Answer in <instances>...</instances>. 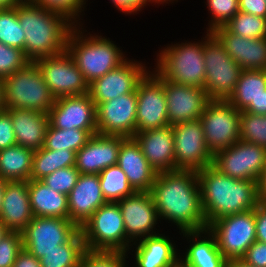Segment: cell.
Returning <instances> with one entry per match:
<instances>
[{"label":"cell","mask_w":266,"mask_h":267,"mask_svg":"<svg viewBox=\"0 0 266 267\" xmlns=\"http://www.w3.org/2000/svg\"><path fill=\"white\" fill-rule=\"evenodd\" d=\"M150 194L159 219L172 221L181 232L208 229L197 171L177 169L157 173Z\"/></svg>","instance_id":"obj_1"},{"label":"cell","mask_w":266,"mask_h":267,"mask_svg":"<svg viewBox=\"0 0 266 267\" xmlns=\"http://www.w3.org/2000/svg\"><path fill=\"white\" fill-rule=\"evenodd\" d=\"M197 177L207 226L219 218L255 209L260 203L257 181L231 178L212 165L198 170Z\"/></svg>","instance_id":"obj_2"},{"label":"cell","mask_w":266,"mask_h":267,"mask_svg":"<svg viewBox=\"0 0 266 267\" xmlns=\"http://www.w3.org/2000/svg\"><path fill=\"white\" fill-rule=\"evenodd\" d=\"M15 10L25 30L24 54L30 62L66 51L68 37L76 25L66 15L29 0L15 5Z\"/></svg>","instance_id":"obj_3"},{"label":"cell","mask_w":266,"mask_h":267,"mask_svg":"<svg viewBox=\"0 0 266 267\" xmlns=\"http://www.w3.org/2000/svg\"><path fill=\"white\" fill-rule=\"evenodd\" d=\"M78 25L71 30L66 51L90 84L93 80L118 67L127 57L124 56L122 49L120 50L109 38L96 34H91L89 37L86 34L83 36L84 30H81L83 28H80V24Z\"/></svg>","instance_id":"obj_4"},{"label":"cell","mask_w":266,"mask_h":267,"mask_svg":"<svg viewBox=\"0 0 266 267\" xmlns=\"http://www.w3.org/2000/svg\"><path fill=\"white\" fill-rule=\"evenodd\" d=\"M157 57V66L154 69L166 81L204 88L206 71L203 40L168 45Z\"/></svg>","instance_id":"obj_5"},{"label":"cell","mask_w":266,"mask_h":267,"mask_svg":"<svg viewBox=\"0 0 266 267\" xmlns=\"http://www.w3.org/2000/svg\"><path fill=\"white\" fill-rule=\"evenodd\" d=\"M2 84L5 109L20 108L48 113L54 105L55 97L34 62L5 77Z\"/></svg>","instance_id":"obj_6"},{"label":"cell","mask_w":266,"mask_h":267,"mask_svg":"<svg viewBox=\"0 0 266 267\" xmlns=\"http://www.w3.org/2000/svg\"><path fill=\"white\" fill-rule=\"evenodd\" d=\"M204 38V89L209 100L228 101L234 93L242 68L229 56L212 32L207 31Z\"/></svg>","instance_id":"obj_7"},{"label":"cell","mask_w":266,"mask_h":267,"mask_svg":"<svg viewBox=\"0 0 266 267\" xmlns=\"http://www.w3.org/2000/svg\"><path fill=\"white\" fill-rule=\"evenodd\" d=\"M80 232L88 250L127 253L132 246L127 239L124 220L117 202H107L100 206L83 224Z\"/></svg>","instance_id":"obj_8"},{"label":"cell","mask_w":266,"mask_h":267,"mask_svg":"<svg viewBox=\"0 0 266 267\" xmlns=\"http://www.w3.org/2000/svg\"><path fill=\"white\" fill-rule=\"evenodd\" d=\"M240 114L228 101L209 100L205 105L199 120L213 155L240 140Z\"/></svg>","instance_id":"obj_9"},{"label":"cell","mask_w":266,"mask_h":267,"mask_svg":"<svg viewBox=\"0 0 266 267\" xmlns=\"http://www.w3.org/2000/svg\"><path fill=\"white\" fill-rule=\"evenodd\" d=\"M208 230L228 261L240 260L256 241L255 209L219 218L208 226Z\"/></svg>","instance_id":"obj_10"},{"label":"cell","mask_w":266,"mask_h":267,"mask_svg":"<svg viewBox=\"0 0 266 267\" xmlns=\"http://www.w3.org/2000/svg\"><path fill=\"white\" fill-rule=\"evenodd\" d=\"M212 166L231 178L259 182L266 167V148L239 140L215 153Z\"/></svg>","instance_id":"obj_11"},{"label":"cell","mask_w":266,"mask_h":267,"mask_svg":"<svg viewBox=\"0 0 266 267\" xmlns=\"http://www.w3.org/2000/svg\"><path fill=\"white\" fill-rule=\"evenodd\" d=\"M34 63L55 99L88 94L89 84L67 51L40 58Z\"/></svg>","instance_id":"obj_12"},{"label":"cell","mask_w":266,"mask_h":267,"mask_svg":"<svg viewBox=\"0 0 266 267\" xmlns=\"http://www.w3.org/2000/svg\"><path fill=\"white\" fill-rule=\"evenodd\" d=\"M79 230L69 218L33 217L21 231L23 249L40 259L68 242Z\"/></svg>","instance_id":"obj_13"},{"label":"cell","mask_w":266,"mask_h":267,"mask_svg":"<svg viewBox=\"0 0 266 267\" xmlns=\"http://www.w3.org/2000/svg\"><path fill=\"white\" fill-rule=\"evenodd\" d=\"M175 170H201L211 166L213 154L205 142L200 120L186 121L172 126Z\"/></svg>","instance_id":"obj_14"},{"label":"cell","mask_w":266,"mask_h":267,"mask_svg":"<svg viewBox=\"0 0 266 267\" xmlns=\"http://www.w3.org/2000/svg\"><path fill=\"white\" fill-rule=\"evenodd\" d=\"M136 95V132L170 125L164 84L151 71L138 83Z\"/></svg>","instance_id":"obj_15"},{"label":"cell","mask_w":266,"mask_h":267,"mask_svg":"<svg viewBox=\"0 0 266 267\" xmlns=\"http://www.w3.org/2000/svg\"><path fill=\"white\" fill-rule=\"evenodd\" d=\"M136 90L96 106L98 134L133 138L136 133Z\"/></svg>","instance_id":"obj_16"},{"label":"cell","mask_w":266,"mask_h":267,"mask_svg":"<svg viewBox=\"0 0 266 267\" xmlns=\"http://www.w3.org/2000/svg\"><path fill=\"white\" fill-rule=\"evenodd\" d=\"M141 62L128 60L112 69L104 76L93 80L89 84L91 99L97 106L121 95L134 92L138 83L149 72Z\"/></svg>","instance_id":"obj_17"},{"label":"cell","mask_w":266,"mask_h":267,"mask_svg":"<svg viewBox=\"0 0 266 267\" xmlns=\"http://www.w3.org/2000/svg\"><path fill=\"white\" fill-rule=\"evenodd\" d=\"M152 73L164 84L168 121L171 126L200 118L209 101L204 88L169 82L155 70Z\"/></svg>","instance_id":"obj_18"},{"label":"cell","mask_w":266,"mask_h":267,"mask_svg":"<svg viewBox=\"0 0 266 267\" xmlns=\"http://www.w3.org/2000/svg\"><path fill=\"white\" fill-rule=\"evenodd\" d=\"M117 203L124 220L127 239L132 244L145 237L159 234L153 231L159 217L150 192L136 191Z\"/></svg>","instance_id":"obj_19"},{"label":"cell","mask_w":266,"mask_h":267,"mask_svg":"<svg viewBox=\"0 0 266 267\" xmlns=\"http://www.w3.org/2000/svg\"><path fill=\"white\" fill-rule=\"evenodd\" d=\"M48 117L56 129L97 130L96 105L89 94L56 98Z\"/></svg>","instance_id":"obj_20"},{"label":"cell","mask_w":266,"mask_h":267,"mask_svg":"<svg viewBox=\"0 0 266 267\" xmlns=\"http://www.w3.org/2000/svg\"><path fill=\"white\" fill-rule=\"evenodd\" d=\"M123 136L94 134L76 152L75 167L80 174H99L104 169L117 165L118 152Z\"/></svg>","instance_id":"obj_21"},{"label":"cell","mask_w":266,"mask_h":267,"mask_svg":"<svg viewBox=\"0 0 266 267\" xmlns=\"http://www.w3.org/2000/svg\"><path fill=\"white\" fill-rule=\"evenodd\" d=\"M212 33L242 70H266V37H242L225 26L215 28Z\"/></svg>","instance_id":"obj_22"},{"label":"cell","mask_w":266,"mask_h":267,"mask_svg":"<svg viewBox=\"0 0 266 267\" xmlns=\"http://www.w3.org/2000/svg\"><path fill=\"white\" fill-rule=\"evenodd\" d=\"M133 138L157 173L175 170L174 137L171 125L136 132Z\"/></svg>","instance_id":"obj_23"},{"label":"cell","mask_w":266,"mask_h":267,"mask_svg":"<svg viewBox=\"0 0 266 267\" xmlns=\"http://www.w3.org/2000/svg\"><path fill=\"white\" fill-rule=\"evenodd\" d=\"M105 200L98 174H80L68 194L69 219L80 229Z\"/></svg>","instance_id":"obj_24"},{"label":"cell","mask_w":266,"mask_h":267,"mask_svg":"<svg viewBox=\"0 0 266 267\" xmlns=\"http://www.w3.org/2000/svg\"><path fill=\"white\" fill-rule=\"evenodd\" d=\"M117 165L126 174L135 191L150 192L157 172L150 166L134 138H126L121 143Z\"/></svg>","instance_id":"obj_25"},{"label":"cell","mask_w":266,"mask_h":267,"mask_svg":"<svg viewBox=\"0 0 266 267\" xmlns=\"http://www.w3.org/2000/svg\"><path fill=\"white\" fill-rule=\"evenodd\" d=\"M33 217L28 181H7L0 211V221L10 231L21 232Z\"/></svg>","instance_id":"obj_26"},{"label":"cell","mask_w":266,"mask_h":267,"mask_svg":"<svg viewBox=\"0 0 266 267\" xmlns=\"http://www.w3.org/2000/svg\"><path fill=\"white\" fill-rule=\"evenodd\" d=\"M11 116L16 145L32 150H39L44 146L45 135L49 126L48 113H41L30 109H5Z\"/></svg>","instance_id":"obj_27"},{"label":"cell","mask_w":266,"mask_h":267,"mask_svg":"<svg viewBox=\"0 0 266 267\" xmlns=\"http://www.w3.org/2000/svg\"><path fill=\"white\" fill-rule=\"evenodd\" d=\"M192 244L179 261L186 267H226L228 260L220 252L215 236L208 230L180 232ZM202 234H204L202 236ZM207 235V236H206ZM200 237V238H199ZM202 237V238H201Z\"/></svg>","instance_id":"obj_28"},{"label":"cell","mask_w":266,"mask_h":267,"mask_svg":"<svg viewBox=\"0 0 266 267\" xmlns=\"http://www.w3.org/2000/svg\"><path fill=\"white\" fill-rule=\"evenodd\" d=\"M135 267H174L180 259L169 236L156 234L135 242ZM134 267V266H132Z\"/></svg>","instance_id":"obj_29"},{"label":"cell","mask_w":266,"mask_h":267,"mask_svg":"<svg viewBox=\"0 0 266 267\" xmlns=\"http://www.w3.org/2000/svg\"><path fill=\"white\" fill-rule=\"evenodd\" d=\"M30 207L34 217L69 218L68 196L49 188L41 180L28 181Z\"/></svg>","instance_id":"obj_30"},{"label":"cell","mask_w":266,"mask_h":267,"mask_svg":"<svg viewBox=\"0 0 266 267\" xmlns=\"http://www.w3.org/2000/svg\"><path fill=\"white\" fill-rule=\"evenodd\" d=\"M34 150L14 145L0 150V178L6 181H29Z\"/></svg>","instance_id":"obj_31"},{"label":"cell","mask_w":266,"mask_h":267,"mask_svg":"<svg viewBox=\"0 0 266 267\" xmlns=\"http://www.w3.org/2000/svg\"><path fill=\"white\" fill-rule=\"evenodd\" d=\"M266 90V70H242L233 95L228 102L239 111H244Z\"/></svg>","instance_id":"obj_32"},{"label":"cell","mask_w":266,"mask_h":267,"mask_svg":"<svg viewBox=\"0 0 266 267\" xmlns=\"http://www.w3.org/2000/svg\"><path fill=\"white\" fill-rule=\"evenodd\" d=\"M76 164V152L72 150H50L44 147L34 151L30 179L41 180L54 171Z\"/></svg>","instance_id":"obj_33"},{"label":"cell","mask_w":266,"mask_h":267,"mask_svg":"<svg viewBox=\"0 0 266 267\" xmlns=\"http://www.w3.org/2000/svg\"><path fill=\"white\" fill-rule=\"evenodd\" d=\"M86 250L80 230L66 243L44 253L40 258L41 267H78Z\"/></svg>","instance_id":"obj_34"},{"label":"cell","mask_w":266,"mask_h":267,"mask_svg":"<svg viewBox=\"0 0 266 267\" xmlns=\"http://www.w3.org/2000/svg\"><path fill=\"white\" fill-rule=\"evenodd\" d=\"M97 130H80L76 128L56 129L50 124L45 135L44 148L50 150H80Z\"/></svg>","instance_id":"obj_35"},{"label":"cell","mask_w":266,"mask_h":267,"mask_svg":"<svg viewBox=\"0 0 266 267\" xmlns=\"http://www.w3.org/2000/svg\"><path fill=\"white\" fill-rule=\"evenodd\" d=\"M98 175L100 187L107 202H118L136 192L118 165L110 166Z\"/></svg>","instance_id":"obj_36"},{"label":"cell","mask_w":266,"mask_h":267,"mask_svg":"<svg viewBox=\"0 0 266 267\" xmlns=\"http://www.w3.org/2000/svg\"><path fill=\"white\" fill-rule=\"evenodd\" d=\"M24 34L15 6L0 9V43L24 51Z\"/></svg>","instance_id":"obj_37"},{"label":"cell","mask_w":266,"mask_h":267,"mask_svg":"<svg viewBox=\"0 0 266 267\" xmlns=\"http://www.w3.org/2000/svg\"><path fill=\"white\" fill-rule=\"evenodd\" d=\"M225 27L236 35L246 38L266 37V18L239 11Z\"/></svg>","instance_id":"obj_38"},{"label":"cell","mask_w":266,"mask_h":267,"mask_svg":"<svg viewBox=\"0 0 266 267\" xmlns=\"http://www.w3.org/2000/svg\"><path fill=\"white\" fill-rule=\"evenodd\" d=\"M240 140L256 143L266 148V115L241 111Z\"/></svg>","instance_id":"obj_39"},{"label":"cell","mask_w":266,"mask_h":267,"mask_svg":"<svg viewBox=\"0 0 266 267\" xmlns=\"http://www.w3.org/2000/svg\"><path fill=\"white\" fill-rule=\"evenodd\" d=\"M128 253L122 251H84L78 267H125Z\"/></svg>","instance_id":"obj_40"},{"label":"cell","mask_w":266,"mask_h":267,"mask_svg":"<svg viewBox=\"0 0 266 267\" xmlns=\"http://www.w3.org/2000/svg\"><path fill=\"white\" fill-rule=\"evenodd\" d=\"M206 6L212 14L207 28L209 32L225 26L239 12V0H207Z\"/></svg>","instance_id":"obj_41"},{"label":"cell","mask_w":266,"mask_h":267,"mask_svg":"<svg viewBox=\"0 0 266 267\" xmlns=\"http://www.w3.org/2000/svg\"><path fill=\"white\" fill-rule=\"evenodd\" d=\"M29 62L23 50L0 43V79L11 76Z\"/></svg>","instance_id":"obj_42"},{"label":"cell","mask_w":266,"mask_h":267,"mask_svg":"<svg viewBox=\"0 0 266 267\" xmlns=\"http://www.w3.org/2000/svg\"><path fill=\"white\" fill-rule=\"evenodd\" d=\"M79 175L80 173L76 167L72 166L58 169L50 175L42 178L41 181L49 188L68 196L73 187L76 185Z\"/></svg>","instance_id":"obj_43"},{"label":"cell","mask_w":266,"mask_h":267,"mask_svg":"<svg viewBox=\"0 0 266 267\" xmlns=\"http://www.w3.org/2000/svg\"><path fill=\"white\" fill-rule=\"evenodd\" d=\"M32 3L42 6L47 10H52L63 15H66L76 25L80 22L78 19L84 11L86 0H29Z\"/></svg>","instance_id":"obj_44"},{"label":"cell","mask_w":266,"mask_h":267,"mask_svg":"<svg viewBox=\"0 0 266 267\" xmlns=\"http://www.w3.org/2000/svg\"><path fill=\"white\" fill-rule=\"evenodd\" d=\"M22 250L21 232L10 231L0 241V267H12Z\"/></svg>","instance_id":"obj_45"},{"label":"cell","mask_w":266,"mask_h":267,"mask_svg":"<svg viewBox=\"0 0 266 267\" xmlns=\"http://www.w3.org/2000/svg\"><path fill=\"white\" fill-rule=\"evenodd\" d=\"M240 260L252 267H266V243L256 240Z\"/></svg>","instance_id":"obj_46"},{"label":"cell","mask_w":266,"mask_h":267,"mask_svg":"<svg viewBox=\"0 0 266 267\" xmlns=\"http://www.w3.org/2000/svg\"><path fill=\"white\" fill-rule=\"evenodd\" d=\"M16 145V136L10 114L4 109L0 112V150Z\"/></svg>","instance_id":"obj_47"},{"label":"cell","mask_w":266,"mask_h":267,"mask_svg":"<svg viewBox=\"0 0 266 267\" xmlns=\"http://www.w3.org/2000/svg\"><path fill=\"white\" fill-rule=\"evenodd\" d=\"M256 240L266 243V203L260 202L255 208Z\"/></svg>","instance_id":"obj_48"},{"label":"cell","mask_w":266,"mask_h":267,"mask_svg":"<svg viewBox=\"0 0 266 267\" xmlns=\"http://www.w3.org/2000/svg\"><path fill=\"white\" fill-rule=\"evenodd\" d=\"M239 11L266 18V1L239 0Z\"/></svg>","instance_id":"obj_49"},{"label":"cell","mask_w":266,"mask_h":267,"mask_svg":"<svg viewBox=\"0 0 266 267\" xmlns=\"http://www.w3.org/2000/svg\"><path fill=\"white\" fill-rule=\"evenodd\" d=\"M114 3V6L127 14H135L138 11H141L142 7L146 6L148 2L157 3L156 0H111Z\"/></svg>","instance_id":"obj_50"},{"label":"cell","mask_w":266,"mask_h":267,"mask_svg":"<svg viewBox=\"0 0 266 267\" xmlns=\"http://www.w3.org/2000/svg\"><path fill=\"white\" fill-rule=\"evenodd\" d=\"M12 267H41L40 259L23 249L17 256Z\"/></svg>","instance_id":"obj_51"},{"label":"cell","mask_w":266,"mask_h":267,"mask_svg":"<svg viewBox=\"0 0 266 267\" xmlns=\"http://www.w3.org/2000/svg\"><path fill=\"white\" fill-rule=\"evenodd\" d=\"M244 111L257 115H266V90L255 102H251Z\"/></svg>","instance_id":"obj_52"},{"label":"cell","mask_w":266,"mask_h":267,"mask_svg":"<svg viewBox=\"0 0 266 267\" xmlns=\"http://www.w3.org/2000/svg\"><path fill=\"white\" fill-rule=\"evenodd\" d=\"M258 197L260 202L266 203V167L258 182Z\"/></svg>","instance_id":"obj_53"},{"label":"cell","mask_w":266,"mask_h":267,"mask_svg":"<svg viewBox=\"0 0 266 267\" xmlns=\"http://www.w3.org/2000/svg\"><path fill=\"white\" fill-rule=\"evenodd\" d=\"M26 0H0V9L14 7Z\"/></svg>","instance_id":"obj_54"},{"label":"cell","mask_w":266,"mask_h":267,"mask_svg":"<svg viewBox=\"0 0 266 267\" xmlns=\"http://www.w3.org/2000/svg\"><path fill=\"white\" fill-rule=\"evenodd\" d=\"M226 267H252L245 264L242 260H229Z\"/></svg>","instance_id":"obj_55"},{"label":"cell","mask_w":266,"mask_h":267,"mask_svg":"<svg viewBox=\"0 0 266 267\" xmlns=\"http://www.w3.org/2000/svg\"><path fill=\"white\" fill-rule=\"evenodd\" d=\"M6 180L0 178V211L2 207L3 195L5 191Z\"/></svg>","instance_id":"obj_56"},{"label":"cell","mask_w":266,"mask_h":267,"mask_svg":"<svg viewBox=\"0 0 266 267\" xmlns=\"http://www.w3.org/2000/svg\"><path fill=\"white\" fill-rule=\"evenodd\" d=\"M4 109L5 106H4L3 84H2V79H0V112H2Z\"/></svg>","instance_id":"obj_57"},{"label":"cell","mask_w":266,"mask_h":267,"mask_svg":"<svg viewBox=\"0 0 266 267\" xmlns=\"http://www.w3.org/2000/svg\"><path fill=\"white\" fill-rule=\"evenodd\" d=\"M10 230L4 225L2 221H0V241L7 235Z\"/></svg>","instance_id":"obj_58"},{"label":"cell","mask_w":266,"mask_h":267,"mask_svg":"<svg viewBox=\"0 0 266 267\" xmlns=\"http://www.w3.org/2000/svg\"><path fill=\"white\" fill-rule=\"evenodd\" d=\"M167 1V2H166ZM168 1L171 3V1L173 2V1H177V0H156V2L158 3V4H164V2L167 4L168 3Z\"/></svg>","instance_id":"obj_59"},{"label":"cell","mask_w":266,"mask_h":267,"mask_svg":"<svg viewBox=\"0 0 266 267\" xmlns=\"http://www.w3.org/2000/svg\"><path fill=\"white\" fill-rule=\"evenodd\" d=\"M174 267H186L180 261Z\"/></svg>","instance_id":"obj_60"}]
</instances>
